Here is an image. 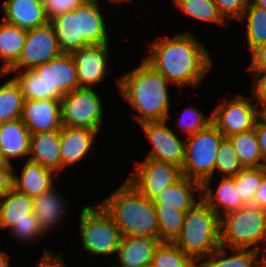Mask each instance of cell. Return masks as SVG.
Returning <instances> with one entry per match:
<instances>
[{"label":"cell","mask_w":266,"mask_h":267,"mask_svg":"<svg viewBox=\"0 0 266 267\" xmlns=\"http://www.w3.org/2000/svg\"><path fill=\"white\" fill-rule=\"evenodd\" d=\"M148 47L149 55L144 60L180 88L198 86L213 67L209 51L191 32L151 42Z\"/></svg>","instance_id":"1"},{"label":"cell","mask_w":266,"mask_h":267,"mask_svg":"<svg viewBox=\"0 0 266 267\" xmlns=\"http://www.w3.org/2000/svg\"><path fill=\"white\" fill-rule=\"evenodd\" d=\"M117 85L121 96L139 112L133 115L137 123L170 118L171 105L167 90L170 83L145 60L135 69L118 77Z\"/></svg>","instance_id":"2"},{"label":"cell","mask_w":266,"mask_h":267,"mask_svg":"<svg viewBox=\"0 0 266 267\" xmlns=\"http://www.w3.org/2000/svg\"><path fill=\"white\" fill-rule=\"evenodd\" d=\"M99 204L111 216L122 236L160 238L154 203L126 180Z\"/></svg>","instance_id":"3"},{"label":"cell","mask_w":266,"mask_h":267,"mask_svg":"<svg viewBox=\"0 0 266 267\" xmlns=\"http://www.w3.org/2000/svg\"><path fill=\"white\" fill-rule=\"evenodd\" d=\"M20 85L24 100L53 99L79 89L76 63L70 53H61L33 70H9Z\"/></svg>","instance_id":"4"},{"label":"cell","mask_w":266,"mask_h":267,"mask_svg":"<svg viewBox=\"0 0 266 267\" xmlns=\"http://www.w3.org/2000/svg\"><path fill=\"white\" fill-rule=\"evenodd\" d=\"M173 243L199 263L221 245L220 217L200 198L186 212L181 232Z\"/></svg>","instance_id":"5"},{"label":"cell","mask_w":266,"mask_h":267,"mask_svg":"<svg viewBox=\"0 0 266 267\" xmlns=\"http://www.w3.org/2000/svg\"><path fill=\"white\" fill-rule=\"evenodd\" d=\"M222 216L220 217L222 246L228 247L229 250L253 247L262 254L266 253V210L246 205Z\"/></svg>","instance_id":"6"},{"label":"cell","mask_w":266,"mask_h":267,"mask_svg":"<svg viewBox=\"0 0 266 267\" xmlns=\"http://www.w3.org/2000/svg\"><path fill=\"white\" fill-rule=\"evenodd\" d=\"M79 215L82 248L94 256L117 254L122 234L103 207L86 205Z\"/></svg>","instance_id":"7"},{"label":"cell","mask_w":266,"mask_h":267,"mask_svg":"<svg viewBox=\"0 0 266 267\" xmlns=\"http://www.w3.org/2000/svg\"><path fill=\"white\" fill-rule=\"evenodd\" d=\"M225 137L211 122L207 127L185 138V160L181 167L184 177L202 184L213 177L220 143Z\"/></svg>","instance_id":"8"},{"label":"cell","mask_w":266,"mask_h":267,"mask_svg":"<svg viewBox=\"0 0 266 267\" xmlns=\"http://www.w3.org/2000/svg\"><path fill=\"white\" fill-rule=\"evenodd\" d=\"M62 126L88 128L100 132L103 103L94 88H79L61 98Z\"/></svg>","instance_id":"9"},{"label":"cell","mask_w":266,"mask_h":267,"mask_svg":"<svg viewBox=\"0 0 266 267\" xmlns=\"http://www.w3.org/2000/svg\"><path fill=\"white\" fill-rule=\"evenodd\" d=\"M251 98L252 101L242 94H237L231 100L222 99L223 101L210 113L212 123L225 138L254 129L260 117V108L253 101L252 94Z\"/></svg>","instance_id":"10"},{"label":"cell","mask_w":266,"mask_h":267,"mask_svg":"<svg viewBox=\"0 0 266 267\" xmlns=\"http://www.w3.org/2000/svg\"><path fill=\"white\" fill-rule=\"evenodd\" d=\"M134 165L133 173L126 181L150 200L182 177L181 168L172 163L145 158Z\"/></svg>","instance_id":"11"},{"label":"cell","mask_w":266,"mask_h":267,"mask_svg":"<svg viewBox=\"0 0 266 267\" xmlns=\"http://www.w3.org/2000/svg\"><path fill=\"white\" fill-rule=\"evenodd\" d=\"M53 26L27 30L24 47L17 63L10 70H33L61 54Z\"/></svg>","instance_id":"12"},{"label":"cell","mask_w":266,"mask_h":267,"mask_svg":"<svg viewBox=\"0 0 266 267\" xmlns=\"http://www.w3.org/2000/svg\"><path fill=\"white\" fill-rule=\"evenodd\" d=\"M167 121H149L139 124L152 144V149L145 158L172 163L181 168L185 160V138L180 140L167 126Z\"/></svg>","instance_id":"13"},{"label":"cell","mask_w":266,"mask_h":267,"mask_svg":"<svg viewBox=\"0 0 266 267\" xmlns=\"http://www.w3.org/2000/svg\"><path fill=\"white\" fill-rule=\"evenodd\" d=\"M109 43L88 44L71 53L73 56L80 88H93L109 73Z\"/></svg>","instance_id":"14"},{"label":"cell","mask_w":266,"mask_h":267,"mask_svg":"<svg viewBox=\"0 0 266 267\" xmlns=\"http://www.w3.org/2000/svg\"><path fill=\"white\" fill-rule=\"evenodd\" d=\"M20 118L31 134L61 130V101L24 100Z\"/></svg>","instance_id":"15"},{"label":"cell","mask_w":266,"mask_h":267,"mask_svg":"<svg viewBox=\"0 0 266 267\" xmlns=\"http://www.w3.org/2000/svg\"><path fill=\"white\" fill-rule=\"evenodd\" d=\"M99 131L88 128L62 126L60 130L61 171L80 160L94 148L96 135Z\"/></svg>","instance_id":"16"},{"label":"cell","mask_w":266,"mask_h":267,"mask_svg":"<svg viewBox=\"0 0 266 267\" xmlns=\"http://www.w3.org/2000/svg\"><path fill=\"white\" fill-rule=\"evenodd\" d=\"M2 10L4 22L26 30L49 23L42 0H5Z\"/></svg>","instance_id":"17"},{"label":"cell","mask_w":266,"mask_h":267,"mask_svg":"<svg viewBox=\"0 0 266 267\" xmlns=\"http://www.w3.org/2000/svg\"><path fill=\"white\" fill-rule=\"evenodd\" d=\"M163 241L160 238L122 236L117 251L121 267H141L151 263L156 249Z\"/></svg>","instance_id":"18"},{"label":"cell","mask_w":266,"mask_h":267,"mask_svg":"<svg viewBox=\"0 0 266 267\" xmlns=\"http://www.w3.org/2000/svg\"><path fill=\"white\" fill-rule=\"evenodd\" d=\"M220 180L217 190L215 191L210 187L212 184V177L205 180L201 184V198L219 217H222V213L225 215L246 206V204L238 195L234 182L230 177H221Z\"/></svg>","instance_id":"19"},{"label":"cell","mask_w":266,"mask_h":267,"mask_svg":"<svg viewBox=\"0 0 266 267\" xmlns=\"http://www.w3.org/2000/svg\"><path fill=\"white\" fill-rule=\"evenodd\" d=\"M31 133L22 119L0 123V154L6 163L11 158L29 157Z\"/></svg>","instance_id":"20"},{"label":"cell","mask_w":266,"mask_h":267,"mask_svg":"<svg viewBox=\"0 0 266 267\" xmlns=\"http://www.w3.org/2000/svg\"><path fill=\"white\" fill-rule=\"evenodd\" d=\"M60 130L31 134L28 160L54 171H61Z\"/></svg>","instance_id":"21"},{"label":"cell","mask_w":266,"mask_h":267,"mask_svg":"<svg viewBox=\"0 0 266 267\" xmlns=\"http://www.w3.org/2000/svg\"><path fill=\"white\" fill-rule=\"evenodd\" d=\"M55 188L54 185L48 191L33 198V213L41 230L43 233L47 232L46 234L51 229L53 231L58 225H61L60 223L65 218L64 215L67 210L65 209L66 205H64L65 199L62 198L61 193Z\"/></svg>","instance_id":"22"},{"label":"cell","mask_w":266,"mask_h":267,"mask_svg":"<svg viewBox=\"0 0 266 267\" xmlns=\"http://www.w3.org/2000/svg\"><path fill=\"white\" fill-rule=\"evenodd\" d=\"M57 176L54 171L27 159L20 177L14 173L13 189L35 198L52 188Z\"/></svg>","instance_id":"23"},{"label":"cell","mask_w":266,"mask_h":267,"mask_svg":"<svg viewBox=\"0 0 266 267\" xmlns=\"http://www.w3.org/2000/svg\"><path fill=\"white\" fill-rule=\"evenodd\" d=\"M53 26L62 53H72L88 45L81 37L80 6L49 20Z\"/></svg>","instance_id":"24"},{"label":"cell","mask_w":266,"mask_h":267,"mask_svg":"<svg viewBox=\"0 0 266 267\" xmlns=\"http://www.w3.org/2000/svg\"><path fill=\"white\" fill-rule=\"evenodd\" d=\"M201 198V184L191 178L182 176L173 185L161 190L152 200L154 204L173 205L178 210L187 212Z\"/></svg>","instance_id":"25"},{"label":"cell","mask_w":266,"mask_h":267,"mask_svg":"<svg viewBox=\"0 0 266 267\" xmlns=\"http://www.w3.org/2000/svg\"><path fill=\"white\" fill-rule=\"evenodd\" d=\"M104 18L99 0H87L80 6L81 37L87 44L109 43Z\"/></svg>","instance_id":"26"},{"label":"cell","mask_w":266,"mask_h":267,"mask_svg":"<svg viewBox=\"0 0 266 267\" xmlns=\"http://www.w3.org/2000/svg\"><path fill=\"white\" fill-rule=\"evenodd\" d=\"M227 249L220 245L199 262V267H263L261 252L253 248H231V256H226Z\"/></svg>","instance_id":"27"},{"label":"cell","mask_w":266,"mask_h":267,"mask_svg":"<svg viewBox=\"0 0 266 267\" xmlns=\"http://www.w3.org/2000/svg\"><path fill=\"white\" fill-rule=\"evenodd\" d=\"M33 198L26 193L12 189L0 198V219L2 229L12 228L22 220H31Z\"/></svg>","instance_id":"28"},{"label":"cell","mask_w":266,"mask_h":267,"mask_svg":"<svg viewBox=\"0 0 266 267\" xmlns=\"http://www.w3.org/2000/svg\"><path fill=\"white\" fill-rule=\"evenodd\" d=\"M27 30L6 22L0 23V70L7 73L18 61L25 44Z\"/></svg>","instance_id":"29"},{"label":"cell","mask_w":266,"mask_h":267,"mask_svg":"<svg viewBox=\"0 0 266 267\" xmlns=\"http://www.w3.org/2000/svg\"><path fill=\"white\" fill-rule=\"evenodd\" d=\"M24 98L14 77L0 86V123L20 119Z\"/></svg>","instance_id":"30"},{"label":"cell","mask_w":266,"mask_h":267,"mask_svg":"<svg viewBox=\"0 0 266 267\" xmlns=\"http://www.w3.org/2000/svg\"><path fill=\"white\" fill-rule=\"evenodd\" d=\"M228 139L244 168L265 166L254 129L232 135Z\"/></svg>","instance_id":"31"},{"label":"cell","mask_w":266,"mask_h":267,"mask_svg":"<svg viewBox=\"0 0 266 267\" xmlns=\"http://www.w3.org/2000/svg\"><path fill=\"white\" fill-rule=\"evenodd\" d=\"M246 19V20H245ZM240 22H246V41L249 51L266 43V10L252 2L244 11Z\"/></svg>","instance_id":"32"},{"label":"cell","mask_w":266,"mask_h":267,"mask_svg":"<svg viewBox=\"0 0 266 267\" xmlns=\"http://www.w3.org/2000/svg\"><path fill=\"white\" fill-rule=\"evenodd\" d=\"M180 12L200 21L225 26L226 20L220 14L213 0H173Z\"/></svg>","instance_id":"33"},{"label":"cell","mask_w":266,"mask_h":267,"mask_svg":"<svg viewBox=\"0 0 266 267\" xmlns=\"http://www.w3.org/2000/svg\"><path fill=\"white\" fill-rule=\"evenodd\" d=\"M160 229V239L163 242H173L180 234L185 221L186 212L178 210L173 205L154 204Z\"/></svg>","instance_id":"34"},{"label":"cell","mask_w":266,"mask_h":267,"mask_svg":"<svg viewBox=\"0 0 266 267\" xmlns=\"http://www.w3.org/2000/svg\"><path fill=\"white\" fill-rule=\"evenodd\" d=\"M266 176V166L243 168L235 176L230 177L238 195L246 205H251L254 195Z\"/></svg>","instance_id":"35"},{"label":"cell","mask_w":266,"mask_h":267,"mask_svg":"<svg viewBox=\"0 0 266 267\" xmlns=\"http://www.w3.org/2000/svg\"><path fill=\"white\" fill-rule=\"evenodd\" d=\"M151 264L154 267H199V263L186 255L173 242H162L156 249Z\"/></svg>","instance_id":"36"},{"label":"cell","mask_w":266,"mask_h":267,"mask_svg":"<svg viewBox=\"0 0 266 267\" xmlns=\"http://www.w3.org/2000/svg\"><path fill=\"white\" fill-rule=\"evenodd\" d=\"M244 167L234 151L232 143L228 138H224L220 143L215 161L214 173L219 171L222 177H232L240 172Z\"/></svg>","instance_id":"37"},{"label":"cell","mask_w":266,"mask_h":267,"mask_svg":"<svg viewBox=\"0 0 266 267\" xmlns=\"http://www.w3.org/2000/svg\"><path fill=\"white\" fill-rule=\"evenodd\" d=\"M212 122V115H205L196 107H188L178 119V128L188 136L204 129Z\"/></svg>","instance_id":"38"},{"label":"cell","mask_w":266,"mask_h":267,"mask_svg":"<svg viewBox=\"0 0 266 267\" xmlns=\"http://www.w3.org/2000/svg\"><path fill=\"white\" fill-rule=\"evenodd\" d=\"M9 232H11L12 237H15L16 240H20L22 243L24 240V243H27L28 241H34V239L36 241L37 238L40 239L44 234L34 213H31V220H22L16 223L12 228L9 229Z\"/></svg>","instance_id":"39"},{"label":"cell","mask_w":266,"mask_h":267,"mask_svg":"<svg viewBox=\"0 0 266 267\" xmlns=\"http://www.w3.org/2000/svg\"><path fill=\"white\" fill-rule=\"evenodd\" d=\"M213 2L226 21H239L251 0H213Z\"/></svg>","instance_id":"40"},{"label":"cell","mask_w":266,"mask_h":267,"mask_svg":"<svg viewBox=\"0 0 266 267\" xmlns=\"http://www.w3.org/2000/svg\"><path fill=\"white\" fill-rule=\"evenodd\" d=\"M87 0H42L48 19L57 15L74 11Z\"/></svg>","instance_id":"41"},{"label":"cell","mask_w":266,"mask_h":267,"mask_svg":"<svg viewBox=\"0 0 266 267\" xmlns=\"http://www.w3.org/2000/svg\"><path fill=\"white\" fill-rule=\"evenodd\" d=\"M251 72L253 76L251 94L254 101L259 103V107H263L266 104V70Z\"/></svg>","instance_id":"42"},{"label":"cell","mask_w":266,"mask_h":267,"mask_svg":"<svg viewBox=\"0 0 266 267\" xmlns=\"http://www.w3.org/2000/svg\"><path fill=\"white\" fill-rule=\"evenodd\" d=\"M14 170L9 163L0 166V198L13 189Z\"/></svg>","instance_id":"43"},{"label":"cell","mask_w":266,"mask_h":267,"mask_svg":"<svg viewBox=\"0 0 266 267\" xmlns=\"http://www.w3.org/2000/svg\"><path fill=\"white\" fill-rule=\"evenodd\" d=\"M250 71H265L266 70V43L262 44L250 52Z\"/></svg>","instance_id":"44"},{"label":"cell","mask_w":266,"mask_h":267,"mask_svg":"<svg viewBox=\"0 0 266 267\" xmlns=\"http://www.w3.org/2000/svg\"><path fill=\"white\" fill-rule=\"evenodd\" d=\"M254 131L261 155L263 157V162L266 166V121L261 117L257 119L254 126Z\"/></svg>","instance_id":"45"},{"label":"cell","mask_w":266,"mask_h":267,"mask_svg":"<svg viewBox=\"0 0 266 267\" xmlns=\"http://www.w3.org/2000/svg\"><path fill=\"white\" fill-rule=\"evenodd\" d=\"M55 252L48 251V249L44 250V254L42 255L40 261L36 263L35 267H69L65 264L64 260L62 261V254L55 255Z\"/></svg>","instance_id":"46"},{"label":"cell","mask_w":266,"mask_h":267,"mask_svg":"<svg viewBox=\"0 0 266 267\" xmlns=\"http://www.w3.org/2000/svg\"><path fill=\"white\" fill-rule=\"evenodd\" d=\"M252 206L266 210V176L254 195Z\"/></svg>","instance_id":"47"},{"label":"cell","mask_w":266,"mask_h":267,"mask_svg":"<svg viewBox=\"0 0 266 267\" xmlns=\"http://www.w3.org/2000/svg\"><path fill=\"white\" fill-rule=\"evenodd\" d=\"M9 256L7 253L0 251V267H10Z\"/></svg>","instance_id":"48"},{"label":"cell","mask_w":266,"mask_h":267,"mask_svg":"<svg viewBox=\"0 0 266 267\" xmlns=\"http://www.w3.org/2000/svg\"><path fill=\"white\" fill-rule=\"evenodd\" d=\"M251 2L262 9L266 10V0H251Z\"/></svg>","instance_id":"49"},{"label":"cell","mask_w":266,"mask_h":267,"mask_svg":"<svg viewBox=\"0 0 266 267\" xmlns=\"http://www.w3.org/2000/svg\"><path fill=\"white\" fill-rule=\"evenodd\" d=\"M260 117L266 121V104L260 108Z\"/></svg>","instance_id":"50"},{"label":"cell","mask_w":266,"mask_h":267,"mask_svg":"<svg viewBox=\"0 0 266 267\" xmlns=\"http://www.w3.org/2000/svg\"><path fill=\"white\" fill-rule=\"evenodd\" d=\"M109 1L115 2V3H118V4H120V3L122 4V2L125 3V2H129L131 0H109Z\"/></svg>","instance_id":"51"},{"label":"cell","mask_w":266,"mask_h":267,"mask_svg":"<svg viewBox=\"0 0 266 267\" xmlns=\"http://www.w3.org/2000/svg\"><path fill=\"white\" fill-rule=\"evenodd\" d=\"M263 267H266V253L263 254Z\"/></svg>","instance_id":"52"},{"label":"cell","mask_w":266,"mask_h":267,"mask_svg":"<svg viewBox=\"0 0 266 267\" xmlns=\"http://www.w3.org/2000/svg\"><path fill=\"white\" fill-rule=\"evenodd\" d=\"M6 162L3 160L1 154H0V166L4 165Z\"/></svg>","instance_id":"53"},{"label":"cell","mask_w":266,"mask_h":267,"mask_svg":"<svg viewBox=\"0 0 266 267\" xmlns=\"http://www.w3.org/2000/svg\"><path fill=\"white\" fill-rule=\"evenodd\" d=\"M7 75V73H3L1 70H0V78L1 77H4V76H6Z\"/></svg>","instance_id":"54"},{"label":"cell","mask_w":266,"mask_h":267,"mask_svg":"<svg viewBox=\"0 0 266 267\" xmlns=\"http://www.w3.org/2000/svg\"><path fill=\"white\" fill-rule=\"evenodd\" d=\"M141 267H154V266L151 263H149V264H146V265L141 266Z\"/></svg>","instance_id":"55"},{"label":"cell","mask_w":266,"mask_h":267,"mask_svg":"<svg viewBox=\"0 0 266 267\" xmlns=\"http://www.w3.org/2000/svg\"><path fill=\"white\" fill-rule=\"evenodd\" d=\"M107 267H121V266H119V265H110V266H107Z\"/></svg>","instance_id":"56"}]
</instances>
